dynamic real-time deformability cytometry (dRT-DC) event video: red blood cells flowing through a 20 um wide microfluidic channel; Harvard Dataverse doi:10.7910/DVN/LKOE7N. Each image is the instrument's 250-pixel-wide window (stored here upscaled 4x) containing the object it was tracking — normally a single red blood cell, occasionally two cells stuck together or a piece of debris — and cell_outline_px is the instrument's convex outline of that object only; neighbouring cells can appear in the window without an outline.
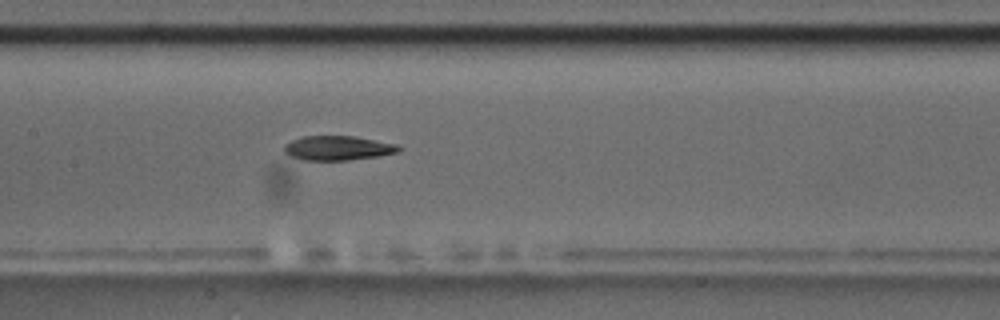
{"species": "common noctule bat (a hibernating species)", "species_latin": "Nyctalus noctula", "temperature_condition": "room temperature", "stored_images_in_passage": 8, "segment_of_instrument_passage": [1, 2], "camera_frame_rate_fps": 3000, "um_per_image_px": 0.085, "animal": {"sex": "male", "body_mass_g": 17.5, "forearm_length_mm": 52.3}, "frame": {"image": 1, "passage_image": 7, "time_ms": 6.667, "image_size_px": [1000, 320], "cell_outline_px": [[400, 152], [376, 156], [348, 160], [304, 160], [292, 156], [284, 152], [284, 144], [292, 140], [304, 136], [352, 136], [396, 144], [400, 148]], "centroid_in_image_um": [28.69, 12.58], "position_along_channel_um": 178.7, "area_um2": 16.07}}